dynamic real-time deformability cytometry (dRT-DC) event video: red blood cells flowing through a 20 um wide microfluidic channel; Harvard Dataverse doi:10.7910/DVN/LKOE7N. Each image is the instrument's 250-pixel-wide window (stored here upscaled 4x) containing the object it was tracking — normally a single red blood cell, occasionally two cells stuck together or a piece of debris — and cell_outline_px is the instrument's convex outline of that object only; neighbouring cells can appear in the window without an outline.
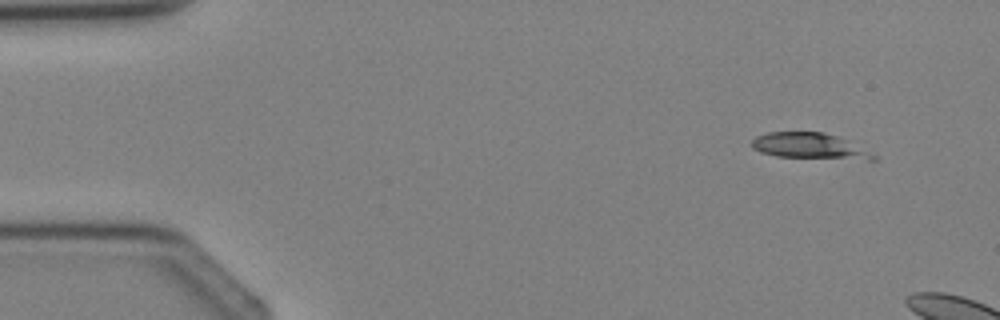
{"species": "Egyptian fruit bat (a non-hibernating species)", "species_latin": "Rousettus aegyptiacus", "temperature_condition": "cold", "stored_images_in_passage": 3, "camera_frame_rate_fps": 3000, "um_per_image_px": 0.085, "animal": {"sex": "female"}, "frame": {"image": 1, "passage_image": 1, "time_ms": 0.0, "image_size_px": [1000, 320], "cell_outline_px": [[876, 160], [868, 160], [776, 156], [760, 152], [752, 148], [752, 140], [756, 136], [768, 132], [824, 132], [836, 136], [876, 156]], "centroid_in_image_um": [68.73, 12.41], "position_along_channel_um": 16.3, "area_um2": 17.92}}